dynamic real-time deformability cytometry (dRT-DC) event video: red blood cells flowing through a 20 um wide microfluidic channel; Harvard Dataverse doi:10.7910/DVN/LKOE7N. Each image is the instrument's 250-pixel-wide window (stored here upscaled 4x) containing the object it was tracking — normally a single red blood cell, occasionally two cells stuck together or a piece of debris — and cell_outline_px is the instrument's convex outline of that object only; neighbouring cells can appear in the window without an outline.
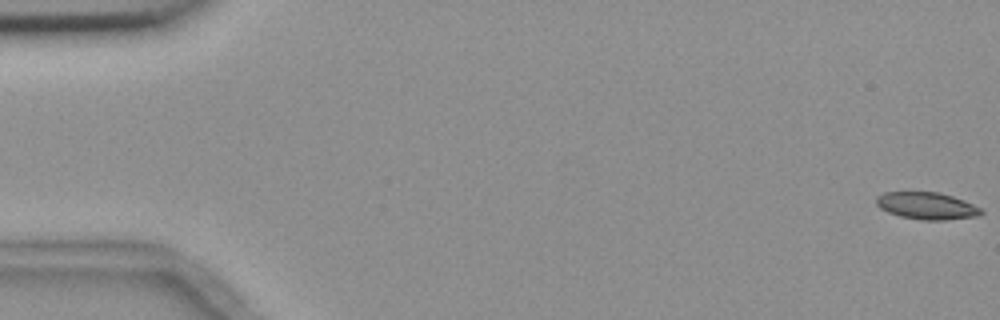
{"species": "common noctule bat (a hibernating species)", "species_latin": "Nyctalus noctula", "temperature_condition": "room temperature", "stored_images_in_passage": 6, "camera_frame_rate_fps": 3000, "um_per_image_px": 0.085, "animal": {"sex": "female", "body_mass_g": 18.4}, "frame": {"image": 1, "passage_image": 1, "time_ms": 0.0, "image_size_px": [1000, 320], "cell_outline_px": [[984, 212], [980, 216], [944, 220], [920, 220], [900, 216], [888, 212], [880, 208], [876, 204], [876, 196], [884, 192], [940, 192], [964, 200], [980, 208]], "centroid_in_image_um": [78.77, 17.49], "position_along_channel_um": 6.2, "area_um2": 16.65}}